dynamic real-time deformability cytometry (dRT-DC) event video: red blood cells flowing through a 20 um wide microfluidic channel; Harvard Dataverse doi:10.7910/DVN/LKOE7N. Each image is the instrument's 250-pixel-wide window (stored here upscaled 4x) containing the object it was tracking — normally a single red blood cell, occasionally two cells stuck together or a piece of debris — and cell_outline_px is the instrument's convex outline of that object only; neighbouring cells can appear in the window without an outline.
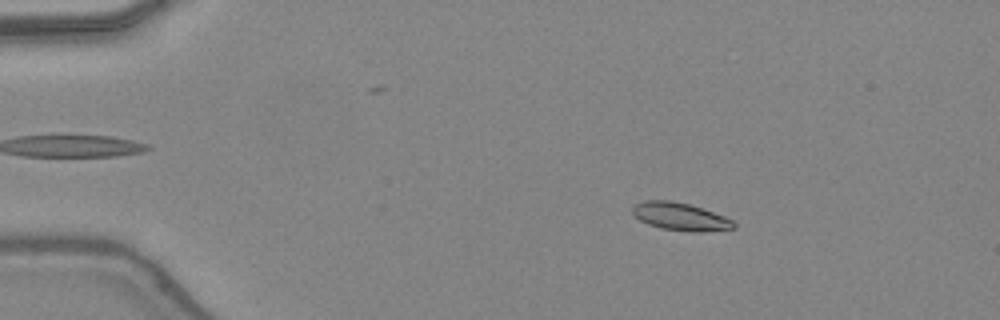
{"species": "common noctule bat (a hibernating species)", "species_latin": "Nyctalus noctula", "temperature_condition": "warm", "stored_images_in_passage": 47, "camera_frame_rate_fps": 3000, "um_per_image_px": 0.085, "animal": {"sex": "female", "body_mass_g": 24.6, "forearm_length_mm": 56.2}, "frame": {"image": 1, "passage_image": 8, "time_ms": 2.333, "image_size_px": [1000, 320], "cell_outline_px": [[736, 228], [700, 232], [692, 232], [660, 228], [648, 224], [640, 220], [632, 212], [632, 208], [636, 204], [644, 200], [672, 200], [688, 204], [724, 216], [732, 220], [736, 224]], "centroid_in_image_um": [57.82, 18.41], "position_along_channel_um": 27.2, "area_um2": 16.24}}
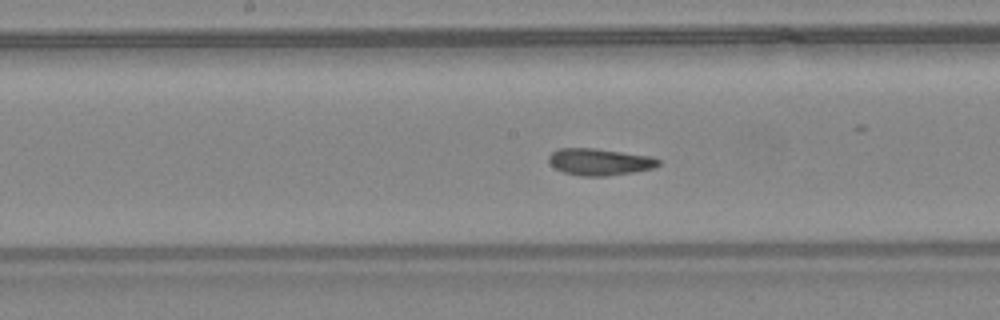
{"frame": {"image": 2, "passage_image": 25, "time_ms": 8.0, "image_size_px": [1000, 320], "cell_outline_px": [[660, 164], [652, 168], [632, 172], [604, 176], [580, 176], [564, 172], [556, 168], [548, 160], [548, 156], [552, 152], [560, 148], [592, 148], [652, 156], [660, 160]], "centroid_in_image_um": [50.96, 13.75], "position_along_channel_um": 197.2, "area_um2": 16.94}}
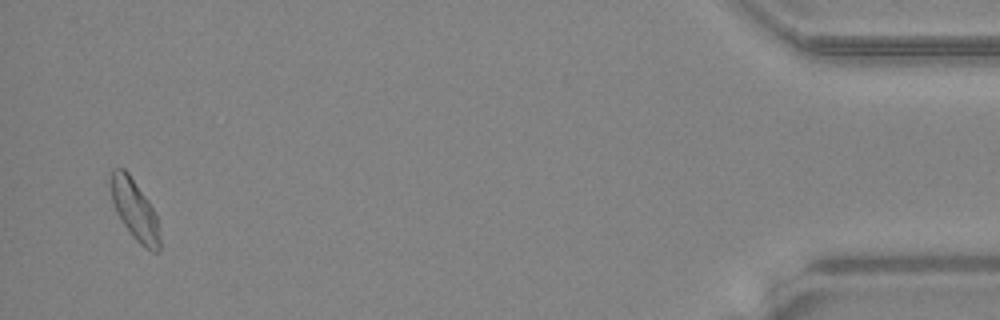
{"frame": {"image": 3, "passage_image": 46, "time_ms": 15.0, "image_size_px": [1000, 320], "cell_outline_px": [[160, 252], [152, 252], [144, 248], [132, 236], [116, 212], [112, 200], [112, 168], [124, 168], [128, 172], [148, 200], [156, 216], [160, 240]], "centroid_in_image_um": [11.47, 17.87], "position_along_channel_um": 423.7, "area_um2": 16.88}, "authors_computed_cell_mechanics": {"area_um2": 16.8198, "velocity_mm_per_s": 4.3978, "shape_relaxation_time_tau1_ms": 5.8045, "shape_relaxation_time_tau2_ms": 1.3867, "deformation_change_tau1": 0.1616, "deformation_change_tau2": 0.0587}}